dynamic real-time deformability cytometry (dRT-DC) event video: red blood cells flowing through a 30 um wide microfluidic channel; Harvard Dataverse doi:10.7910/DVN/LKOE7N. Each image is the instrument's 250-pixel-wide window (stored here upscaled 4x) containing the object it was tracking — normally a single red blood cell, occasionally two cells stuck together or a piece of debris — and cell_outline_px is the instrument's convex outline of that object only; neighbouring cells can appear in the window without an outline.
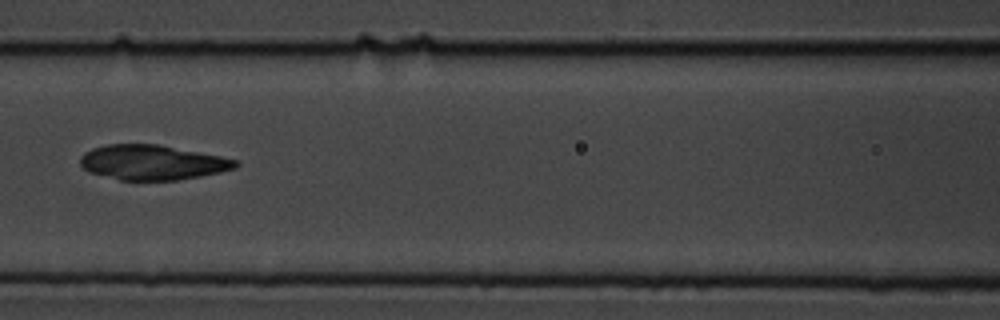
{"species": "common noctule bat (a hibernating species)", "species_latin": "Nyctalus noctula", "temperature_condition": "cold", "stored_images_in_passage": 8, "camera_frame_rate_fps": 3000, "um_per_image_px": 0.085, "animal": {"sex": "male", "body_mass_g": 19.5, "forearm_length_mm": 54.6}, "frame": {"image": 1, "passage_image": 8, "time_ms": 8.0, "image_size_px": [1000, 320], "cell_outline_px": [[240, 164], [236, 168], [220, 172], [200, 176], [176, 180], [120, 180], [88, 172], [80, 164], [80, 156], [84, 152], [92, 148], [108, 144], [160, 144], [220, 156], [236, 160]], "centroid_in_image_um": [12.93, 13.8], "position_along_channel_um": 153.7, "area_um2": 31.62}}